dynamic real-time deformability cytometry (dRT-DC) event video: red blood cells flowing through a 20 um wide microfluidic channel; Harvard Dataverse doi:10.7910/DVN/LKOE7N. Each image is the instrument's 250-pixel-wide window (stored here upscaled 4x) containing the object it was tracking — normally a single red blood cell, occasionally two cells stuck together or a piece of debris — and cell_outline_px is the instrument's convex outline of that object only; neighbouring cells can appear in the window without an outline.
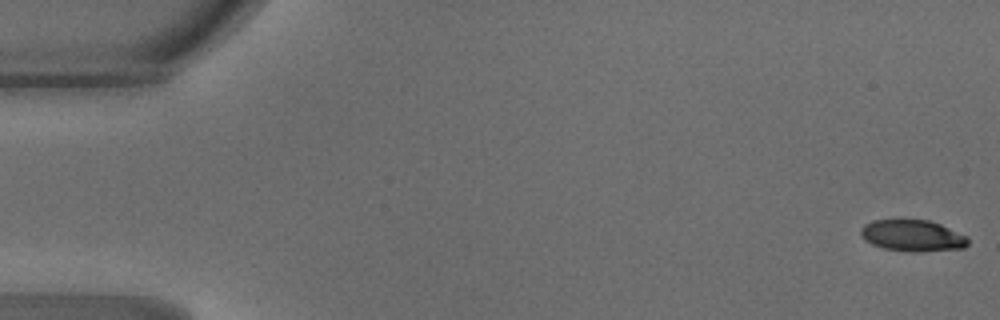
{"species": "common noctule bat (a hibernating species)", "species_latin": "Nyctalus noctula", "temperature_condition": "warm", "stored_images_in_passage": 45, "camera_frame_rate_fps": 3000, "um_per_image_px": 0.085, "animal": {"sex": "male", "body_mass_g": 18.8}, "frame": {"image": 1, "passage_image": 1, "time_ms": 0.0, "image_size_px": [1000, 320], "cell_outline_px": [[968, 244], [964, 248], [924, 252], [912, 252], [884, 248], [872, 244], [864, 240], [860, 232], [860, 228], [864, 224], [872, 220], [928, 220], [940, 224], [968, 236]], "centroid_in_image_um": [77.57, 20.04], "position_along_channel_um": 7.4, "area_um2": 19.77}}
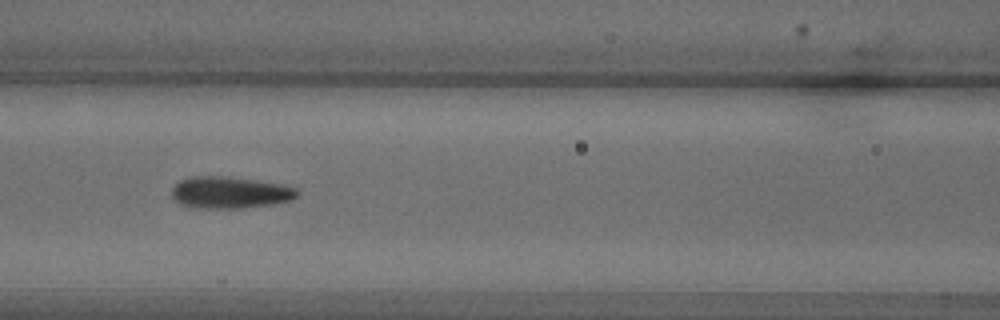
{"frame": {"image": 2, "passage_image": 21, "time_ms": 6.667, "image_size_px": [1000, 320], "cell_outline_px": [[300, 192], [292, 200], [272, 204], [244, 208], [192, 208], [180, 204], [172, 196], [172, 188], [180, 180], [188, 176], [220, 176], [284, 184], [296, 188]], "centroid_in_image_um": [19.53, 16.37], "position_along_channel_um": 147.1, "area_um2": 23.29}}
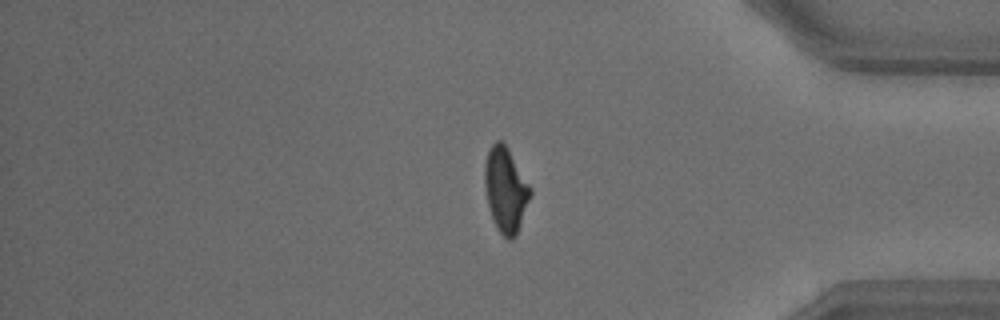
{"frame": {"image": 3, "passage_image": 40, "time_ms": 13.0, "image_size_px": [1000, 320], "cell_outline_px": [[532, 192], [516, 236], [512, 240], [508, 240], [496, 228], [488, 204], [484, 184], [484, 164], [488, 152], [492, 144], [496, 140], [500, 140], [508, 148], [532, 188]], "centroid_in_image_um": [42.98, 16.12], "position_along_channel_um": 392.2, "area_um2": 22.48}, "authors_computed_cell_mechanics": {"area_um2": 22.4842, "velocity_mm_per_s": 4.2435, "shape_relaxation_time_tau1_ms": 3.13, "shape_relaxation_time_tau2_ms": 1.0378, "deformation_change_tau1": 0.1659, "deformation_change_tau2": 0.0858}}